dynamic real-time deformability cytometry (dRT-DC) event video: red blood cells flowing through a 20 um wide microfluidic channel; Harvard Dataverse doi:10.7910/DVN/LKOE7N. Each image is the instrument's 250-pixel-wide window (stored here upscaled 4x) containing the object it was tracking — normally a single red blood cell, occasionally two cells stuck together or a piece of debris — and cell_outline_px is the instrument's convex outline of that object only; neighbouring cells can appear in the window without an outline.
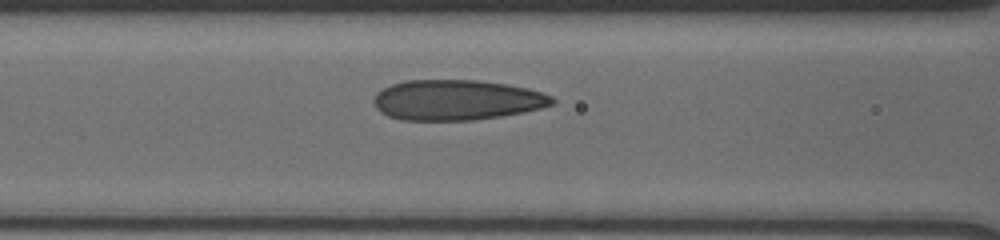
{"species": "human", "species_latin": "Homo sapiens", "temperature_condition": "cold", "stored_images_in_passage": 6, "segment_of_instrument_passage": [1, 2], "camera_frame_rate_fps": 3000, "um_per_image_px": 0.085, "donor": {"sex": "male"}, "frame": {"image": 1, "passage_image": 5, "time_ms": 3.667, "image_size_px": [1000, 240], "cell_outline_px": [[556, 100], [552, 104], [540, 108], [524, 112], [500, 116], [472, 120], [404, 120], [388, 116], [380, 112], [376, 108], [372, 100], [376, 92], [392, 84], [404, 80], [480, 80], [528, 88], [552, 96]], "centroid_in_image_um": [38.79, 8.5], "position_along_channel_um": 127.8, "area_um2": 41.96}}